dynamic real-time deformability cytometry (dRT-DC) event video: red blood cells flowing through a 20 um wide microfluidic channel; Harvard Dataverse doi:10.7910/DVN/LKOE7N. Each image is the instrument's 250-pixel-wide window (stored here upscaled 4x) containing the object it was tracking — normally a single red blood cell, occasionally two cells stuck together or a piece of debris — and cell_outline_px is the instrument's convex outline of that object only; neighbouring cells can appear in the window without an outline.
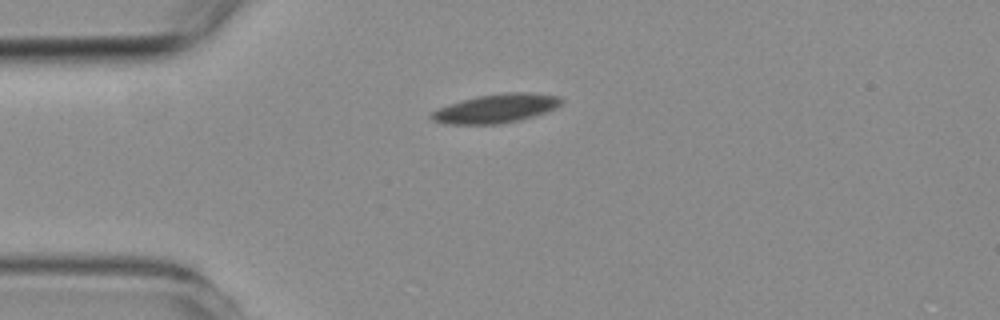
{"species": "common noctule bat (a hibernating species)", "species_latin": "Nyctalus noctula", "temperature_condition": "room temperature", "stored_images_in_passage": 3, "camera_frame_rate_fps": 3000, "um_per_image_px": 0.085, "animal": {"sex": "female", "body_mass_g": 19.3, "forearm_length_mm": 54.1}, "frame": {"image": 1, "passage_image": 1, "time_ms": 0.0, "image_size_px": [1000, 320], "cell_outline_px": [[564, 100], [560, 104], [544, 112], [520, 120], [500, 124], [448, 124], [432, 120], [432, 112], [440, 108], [476, 96], [504, 92], [524, 92], [560, 96]], "centroid_in_image_um": [42.19, 9.21], "position_along_channel_um": 42.8, "area_um2": 21.39}}